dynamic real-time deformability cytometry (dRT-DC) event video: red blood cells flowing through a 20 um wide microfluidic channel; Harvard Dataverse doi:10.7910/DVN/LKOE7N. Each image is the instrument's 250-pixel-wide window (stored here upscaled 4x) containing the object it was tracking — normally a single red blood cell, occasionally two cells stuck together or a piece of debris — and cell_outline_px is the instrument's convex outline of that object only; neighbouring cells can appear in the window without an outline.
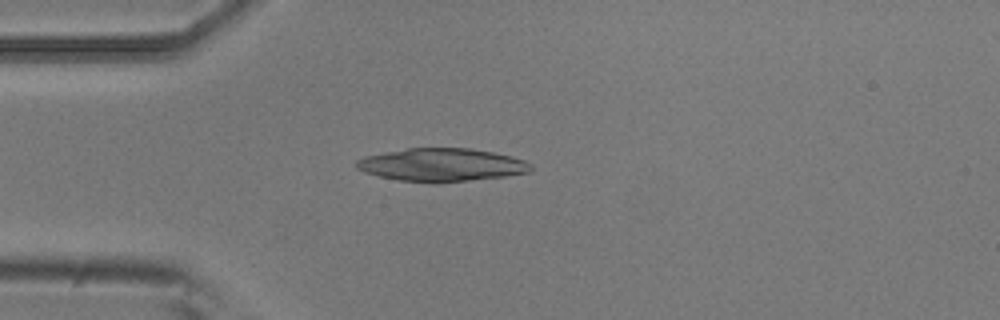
{"species": "common noctule bat (a hibernating species)", "species_latin": "Nyctalus noctula", "temperature_condition": "room temperature", "stored_images_in_passage": 3, "camera_frame_rate_fps": 3000, "um_per_image_px": 0.085, "animal": {"sex": "male", "body_mass_g": 20.5, "forearm_length_mm": 52.5}, "frame": {"image": 1, "passage_image": 1, "time_ms": 0.0, "image_size_px": [1000, 320], "cell_outline_px": [[532, 172], [504, 176], [436, 184], [396, 180], [364, 172], [356, 168], [356, 160], [364, 156], [384, 152], [408, 148], [468, 148], [492, 152], [512, 156], [524, 160], [532, 164]], "centroid_in_image_um": [37.53, 14.02], "position_along_channel_um": 47.5, "area_um2": 33.87}}